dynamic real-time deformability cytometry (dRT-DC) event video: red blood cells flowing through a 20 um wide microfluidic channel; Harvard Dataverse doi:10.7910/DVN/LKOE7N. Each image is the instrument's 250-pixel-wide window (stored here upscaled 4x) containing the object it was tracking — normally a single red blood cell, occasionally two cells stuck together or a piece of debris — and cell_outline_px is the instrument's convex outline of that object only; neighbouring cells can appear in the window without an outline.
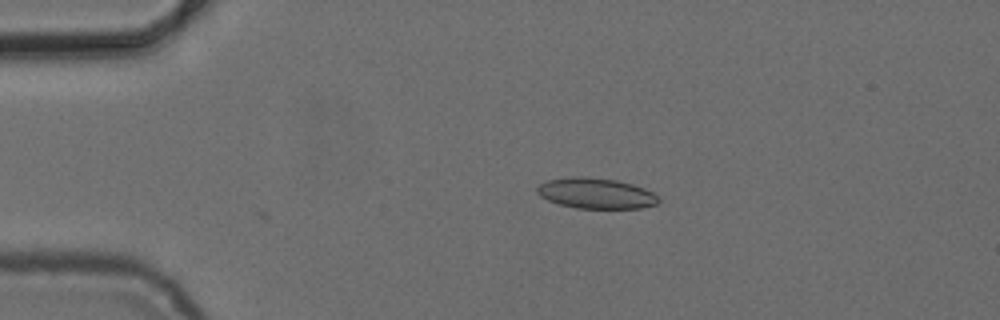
{"species": "common noctule bat (a hibernating species)", "species_latin": "Nyctalus noctula", "temperature_condition": "cold", "stored_images_in_passage": 6, "camera_frame_rate_fps": 3000, "um_per_image_px": 0.085, "animal": {"sex": "female", "body_mass_g": 24.6, "forearm_length_mm": 56.2}, "frame": {"image": 1, "passage_image": 4, "time_ms": 3.667, "image_size_px": [1000, 320], "cell_outline_px": [[660, 200], [656, 204], [640, 208], [576, 208], [560, 204], [548, 200], [540, 196], [536, 192], [536, 188], [540, 184], [548, 180], [572, 176], [588, 176], [616, 180], [632, 184], [644, 188], [652, 192]], "centroid_in_image_um": [50.63, 16.42], "position_along_channel_um": 34.4, "area_um2": 21.62}}
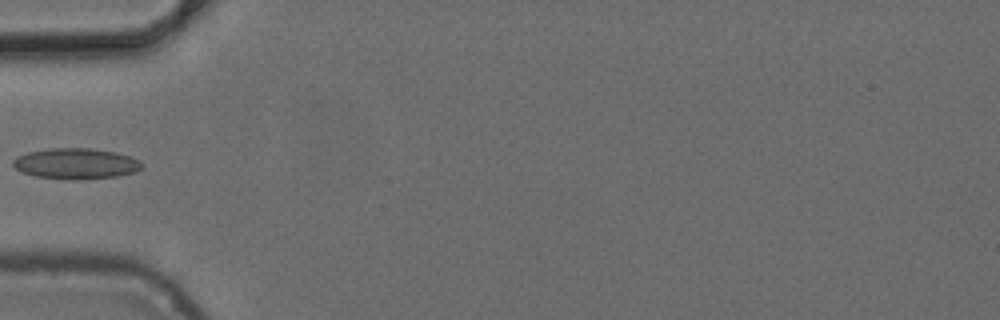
{"frame": {"image": 2, "passage_image": 6, "time_ms": 6.0, "image_size_px": [1000, 320], "cell_outline_px": [[144, 164], [136, 172], [116, 176], [72, 180], [36, 176], [20, 172], [12, 164], [12, 160], [16, 156], [28, 152], [52, 148], [88, 148], [116, 152], [140, 160]], "centroid_in_image_um": [6.43, 13.9], "position_along_channel_um": 78.6, "area_um2": 23.06}}